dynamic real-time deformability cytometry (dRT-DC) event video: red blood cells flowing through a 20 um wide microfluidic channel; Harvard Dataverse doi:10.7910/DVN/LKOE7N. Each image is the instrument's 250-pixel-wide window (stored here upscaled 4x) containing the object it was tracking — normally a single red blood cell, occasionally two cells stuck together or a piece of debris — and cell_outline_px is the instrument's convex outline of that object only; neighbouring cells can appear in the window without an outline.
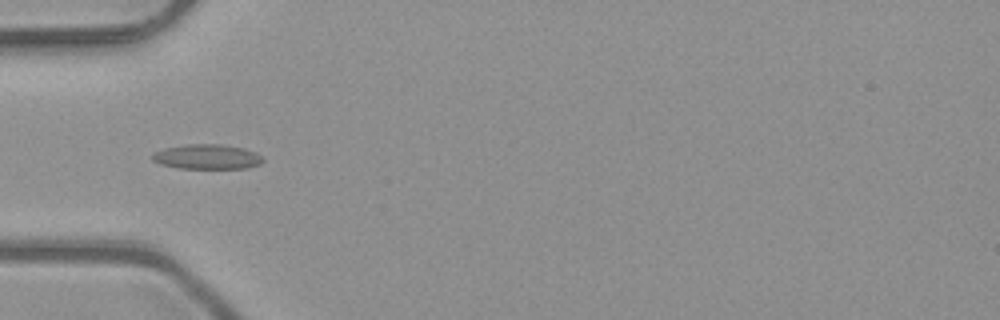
{"species": "common noctule bat (a hibernating species)", "species_latin": "Nyctalus noctula", "temperature_condition": "room temperature", "stored_images_in_passage": 5, "camera_frame_rate_fps": 3000, "um_per_image_px": 0.085, "animal": {"sex": "male", "body_mass_g": 23.1, "forearm_length_mm": 52.7}, "frame": {"image": 1, "passage_image": 5, "time_ms": 1.333, "image_size_px": [1000, 320], "cell_outline_px": [[264, 160], [260, 164], [248, 168], [180, 168], [160, 164], [152, 160], [152, 156], [156, 152], [164, 148], [184, 144], [224, 144], [244, 148], [256, 152]], "centroid_in_image_um": [17.62, 13.31], "position_along_channel_um": 67.4, "area_um2": 16.01}}